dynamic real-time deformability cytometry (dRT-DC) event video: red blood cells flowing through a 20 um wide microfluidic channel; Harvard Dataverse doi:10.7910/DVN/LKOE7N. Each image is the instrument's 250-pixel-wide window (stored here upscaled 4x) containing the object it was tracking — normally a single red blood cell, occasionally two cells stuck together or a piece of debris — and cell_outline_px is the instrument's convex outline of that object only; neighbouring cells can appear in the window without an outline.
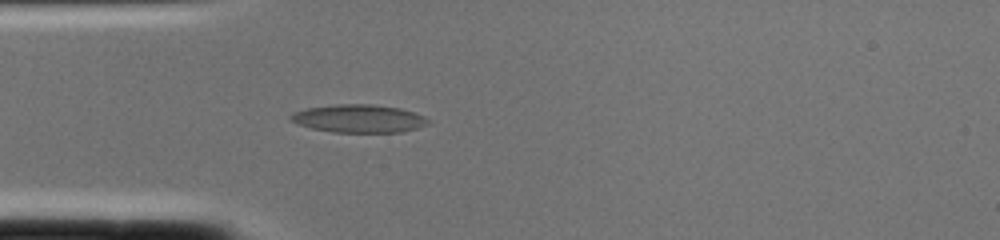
{"species": "common noctule bat (a hibernating species)", "species_latin": "Nyctalus noctula", "temperature_condition": "cold", "stored_images_in_passage": 1, "camera_frame_rate_fps": 3000, "um_per_image_px": 0.085, "animal": {"sex": "female", "body_mass_g": 22.0, "forearm_length_mm": 56.7}, "frame": {"image": 1, "passage_image": 1, "time_ms": 0.0, "image_size_px": [1000, 240], "cell_outline_px": [[428, 124], [416, 128], [400, 132], [332, 132], [312, 128], [296, 124], [288, 120], [288, 116], [292, 112], [304, 108], [336, 104], [372, 104], [400, 108], [424, 116], [428, 120]], "centroid_in_image_um": [30.41, 10.07], "position_along_channel_um": 54.6, "area_um2": 22.54}}